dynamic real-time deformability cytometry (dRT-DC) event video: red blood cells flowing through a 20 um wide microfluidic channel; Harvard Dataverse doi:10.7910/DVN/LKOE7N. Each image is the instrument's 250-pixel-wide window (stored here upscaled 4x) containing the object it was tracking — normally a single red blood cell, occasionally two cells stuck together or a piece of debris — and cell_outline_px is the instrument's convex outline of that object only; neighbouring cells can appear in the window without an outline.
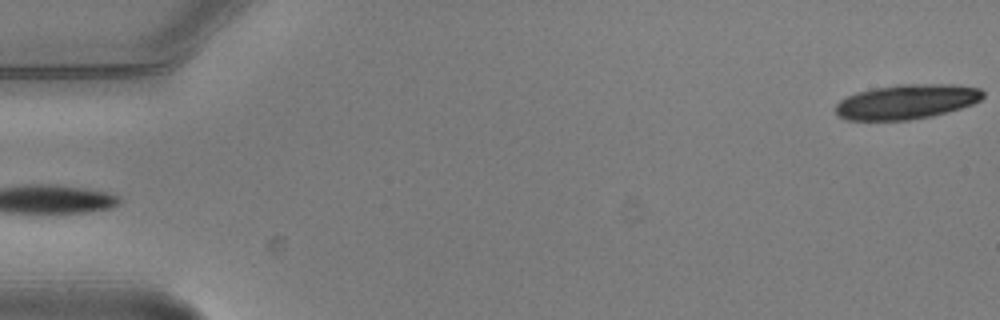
{"species": "common noctule bat (a hibernating species)", "species_latin": "Nyctalus noctula", "temperature_condition": "warm", "stored_images_in_passage": 3, "segment_of_instrument_passage": [2, 2], "camera_frame_rate_fps": 3000, "um_per_image_px": 0.085, "animal": {"sex": "male", "body_mass_g": 20.5, "forearm_length_mm": 52.5}, "frame": {"image": 1, "passage_image": 3, "time_ms": 0.667, "image_size_px": [1000, 320], "cell_outline_px": [[984, 96], [980, 100], [972, 104], [960, 108], [932, 116], [908, 120], [844, 120], [836, 116], [836, 104], [840, 100], [856, 92], [896, 84], [956, 84], [980, 88], [984, 92]], "centroid_in_image_um": [77.06, 8.64], "position_along_channel_um": 7.9, "area_um2": 29.94}}